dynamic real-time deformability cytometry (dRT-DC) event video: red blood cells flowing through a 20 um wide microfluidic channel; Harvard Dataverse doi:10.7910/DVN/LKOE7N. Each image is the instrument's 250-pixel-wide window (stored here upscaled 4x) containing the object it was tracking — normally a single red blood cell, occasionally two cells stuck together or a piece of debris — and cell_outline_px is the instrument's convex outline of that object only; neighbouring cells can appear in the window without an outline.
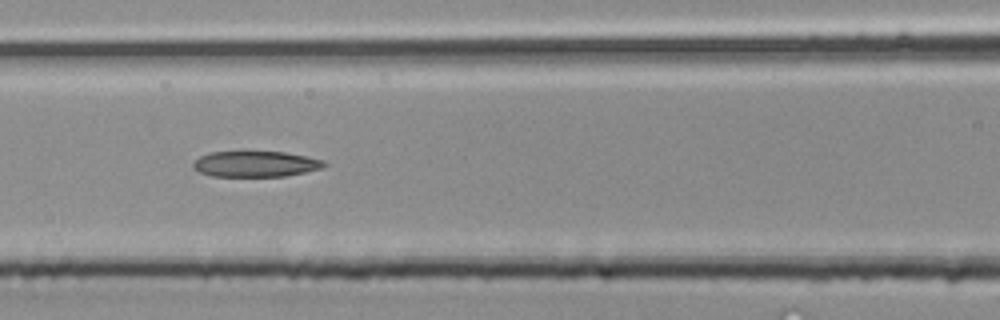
{"species": "common noctule bat (a hibernating species)", "species_latin": "Nyctalus noctula", "temperature_condition": "room temperature", "stored_images_in_passage": 37, "segment_of_instrument_passage": [2, 2], "camera_frame_rate_fps": 3000, "um_per_image_px": 0.085, "animal": {"sex": "male", "body_mass_g": 20.4}, "frame": {"image": 1, "passage_image": 17, "time_ms": 5.333, "image_size_px": [1000, 320], "cell_outline_px": [[328, 164], [320, 168], [304, 172], [284, 176], [212, 176], [200, 172], [192, 168], [192, 164], [200, 156], [208, 152], [284, 152], [324, 160]], "centroid_in_image_um": [21.69, 13.94], "position_along_channel_um": 144.9, "area_um2": 19.48}}
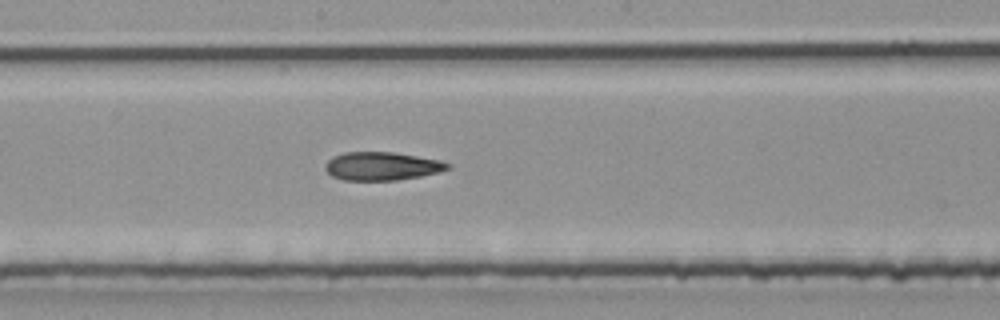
{"frame": {"image": 2, "passage_image": 21, "time_ms": 6.667, "image_size_px": [1000, 320], "cell_outline_px": [[452, 168], [420, 176], [396, 180], [344, 180], [332, 176], [324, 168], [324, 164], [328, 160], [344, 152], [392, 152], [440, 160], [452, 164]], "centroid_in_image_um": [32.46, 14.12], "position_along_channel_um": 215.7, "area_um2": 20.06}}
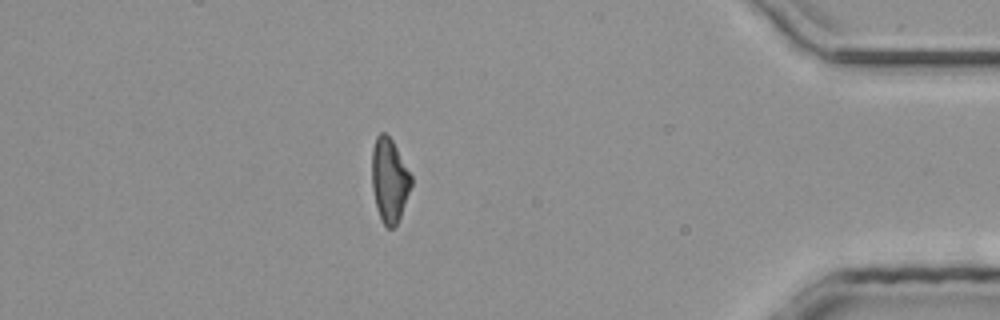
{"frame": {"image": 3, "passage_image": 34, "time_ms": 11.0, "image_size_px": [1000, 320], "cell_outline_px": [[412, 184], [400, 216], [396, 224], [392, 228], [388, 228], [384, 224], [376, 208], [372, 188], [372, 148], [376, 136], [380, 132], [384, 132], [392, 140], [412, 176]], "centroid_in_image_um": [33.09, 15.29], "position_along_channel_um": 402.1, "area_um2": 19.07}}